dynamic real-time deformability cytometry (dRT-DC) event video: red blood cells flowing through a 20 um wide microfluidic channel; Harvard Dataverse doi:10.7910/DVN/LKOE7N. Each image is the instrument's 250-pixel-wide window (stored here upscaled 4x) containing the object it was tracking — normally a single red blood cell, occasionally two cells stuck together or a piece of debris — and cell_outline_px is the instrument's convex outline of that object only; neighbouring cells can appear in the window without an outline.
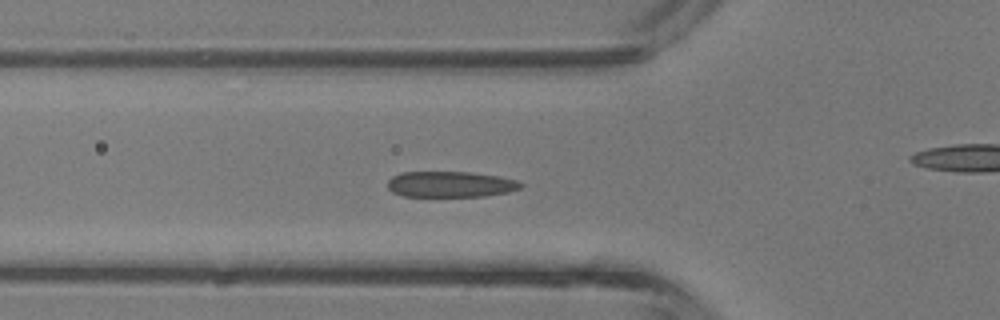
{"species": "common noctule bat (a hibernating species)", "species_latin": "Nyctalus noctula", "temperature_condition": "room temperature", "stored_images_in_passage": 44, "camera_frame_rate_fps": 3000, "um_per_image_px": 0.085, "animal": {"sex": "male", "body_mass_g": 13.3}, "frame": {"image": 1, "passage_image": 15, "time_ms": 4.667, "image_size_px": [1000, 320], "cell_outline_px": [[524, 184], [520, 188], [508, 192], [484, 196], [404, 196], [392, 192], [388, 188], [388, 180], [392, 176], [400, 172], [472, 172], [500, 176], [516, 180]], "centroid_in_image_um": [38.29, 15.65], "position_along_channel_um": 87.5, "area_um2": 20.11}}
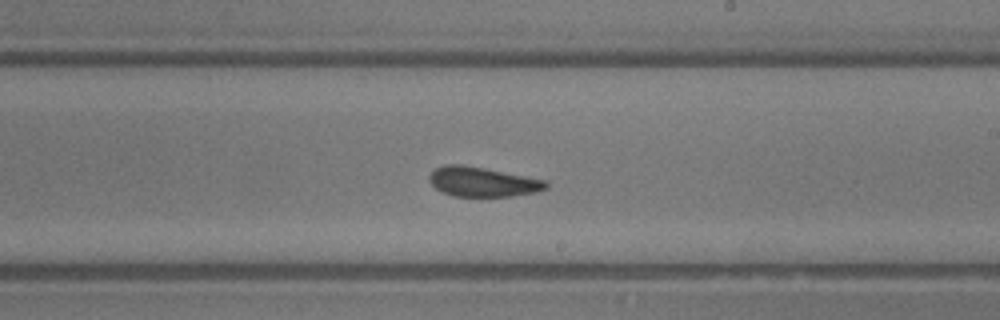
{"frame": {"image": 2, "passage_image": 25, "time_ms": 8.0, "image_size_px": [1000, 320], "cell_outline_px": [[548, 188], [536, 192], [512, 196], [452, 196], [436, 188], [428, 180], [428, 176], [436, 168], [444, 164], [464, 164], [548, 180]], "centroid_in_image_um": [41.04, 15.44], "position_along_channel_um": 248.0, "area_um2": 20.29}}
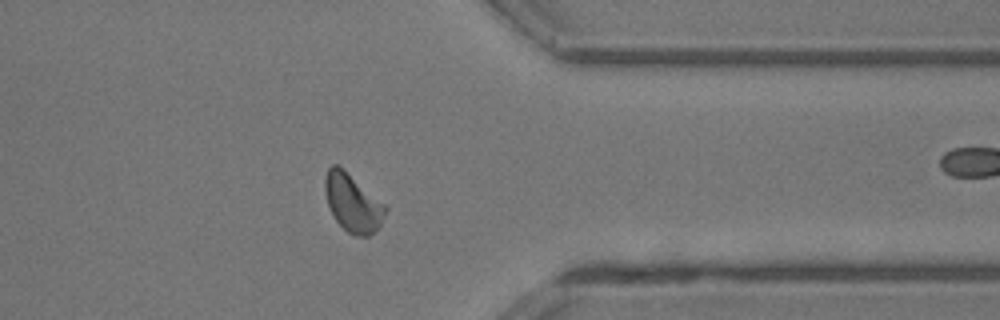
{"frame": {"image": 3, "passage_image": 34, "time_ms": 11.0, "image_size_px": [1000, 320], "cell_outline_px": [[388, 208], [376, 232], [368, 236], [356, 236], [348, 232], [336, 220], [328, 204], [324, 192], [324, 180], [328, 168], [332, 164], [336, 164], [344, 168], [388, 204]], "centroid_in_image_um": [30.02, 17.2], "position_along_channel_um": 381.4, "area_um2": 20.87}, "authors_computed_cell_mechanics": {"area_um2": 20.4612, "velocity_mm_per_s": 4.7984, "shape_relaxation_time_tau1_ms": 3.8452, "shape_relaxation_time_tau2_ms": 1.0217, "deformation_change_tau1": 0.1341, "deformation_change_tau2": 0.0772}}